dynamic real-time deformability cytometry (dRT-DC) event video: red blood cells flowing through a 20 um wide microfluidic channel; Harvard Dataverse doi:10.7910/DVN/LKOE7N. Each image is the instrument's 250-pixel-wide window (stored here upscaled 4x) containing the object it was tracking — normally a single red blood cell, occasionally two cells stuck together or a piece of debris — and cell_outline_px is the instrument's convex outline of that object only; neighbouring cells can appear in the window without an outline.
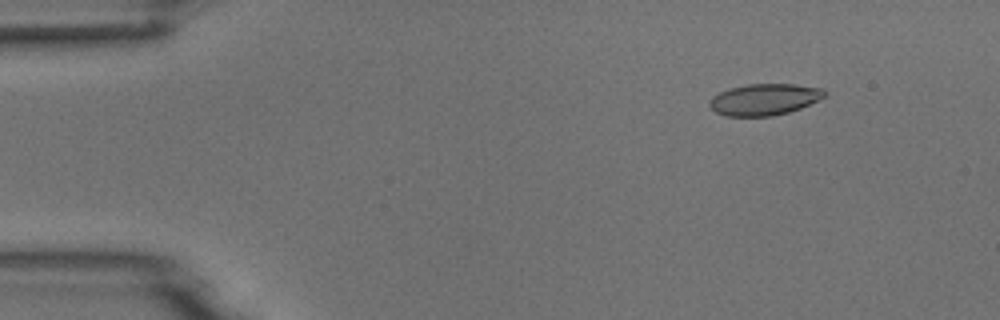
{"species": "common noctule bat (a hibernating species)", "species_latin": "Nyctalus noctula", "temperature_condition": "room temperature", "stored_images_in_passage": 6, "camera_frame_rate_fps": 3000, "um_per_image_px": 0.085, "animal": {"sex": "male", "body_mass_g": 18.8}, "frame": {"image": 1, "passage_image": 2, "time_ms": 1.0, "image_size_px": [1000, 320], "cell_outline_px": [[828, 92], [820, 100], [800, 108], [788, 112], [772, 116], [724, 116], [716, 112], [708, 104], [712, 96], [720, 92], [732, 88], [748, 84], [792, 84], [824, 88]], "centroid_in_image_um": [65.0, 8.45], "position_along_channel_um": 20.0, "area_um2": 21.1}}
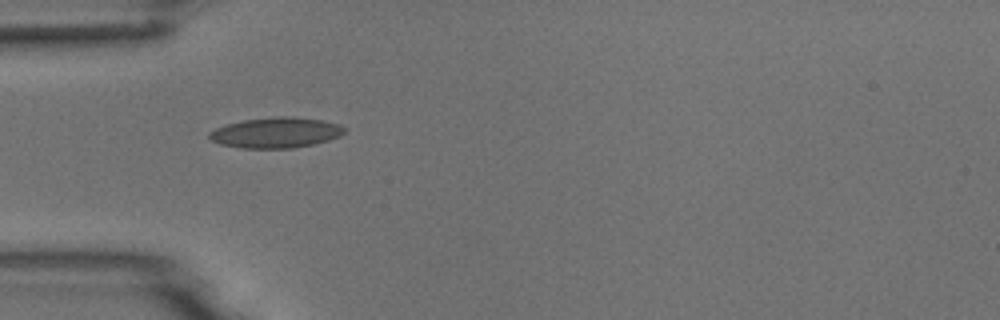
{"frame": {"image": 2, "passage_image": 5, "time_ms": 4.333, "image_size_px": [1000, 320], "cell_outline_px": [[344, 132], [340, 136], [328, 140], [312, 144], [292, 148], [240, 148], [220, 144], [212, 140], [208, 136], [208, 132], [216, 128], [228, 124], [244, 120], [276, 116], [292, 116], [324, 120], [340, 124], [344, 128]], "centroid_in_image_um": [23.46, 11.27], "position_along_channel_um": 61.5, "area_um2": 23.99}}